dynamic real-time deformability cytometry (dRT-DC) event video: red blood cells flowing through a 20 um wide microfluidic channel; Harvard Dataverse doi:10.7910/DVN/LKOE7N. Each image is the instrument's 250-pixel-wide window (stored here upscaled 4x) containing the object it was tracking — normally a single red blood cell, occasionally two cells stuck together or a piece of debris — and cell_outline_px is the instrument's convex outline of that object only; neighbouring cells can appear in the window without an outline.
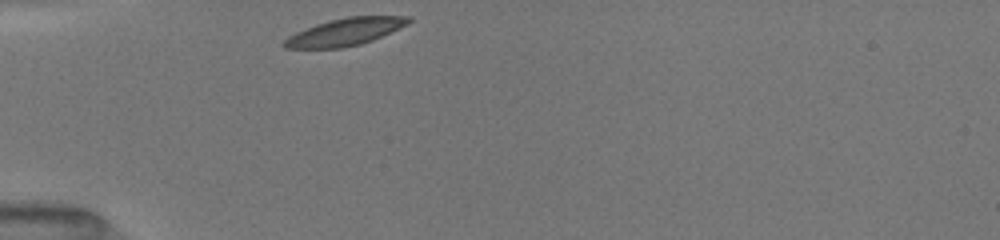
{"species": "common noctule bat (a hibernating species)", "species_latin": "Nyctalus noctula", "temperature_condition": "room temperature", "stored_images_in_passage": 29, "camera_frame_rate_fps": 3000, "um_per_image_px": 0.085, "animal": {"sex": "female", "body_mass_g": 19.5, "forearm_length_mm": 54.1}, "frame": {"image": 1, "passage_image": 1, "time_ms": 0.0, "image_size_px": [1000, 240], "cell_outline_px": [[412, 20], [408, 24], [372, 40], [360, 44], [340, 48], [284, 48], [280, 44], [288, 36], [296, 32], [316, 24], [348, 16], [412, 16]], "centroid_in_image_um": [29.32, 2.71], "position_along_channel_um": 55.7, "area_um2": 19.65}}
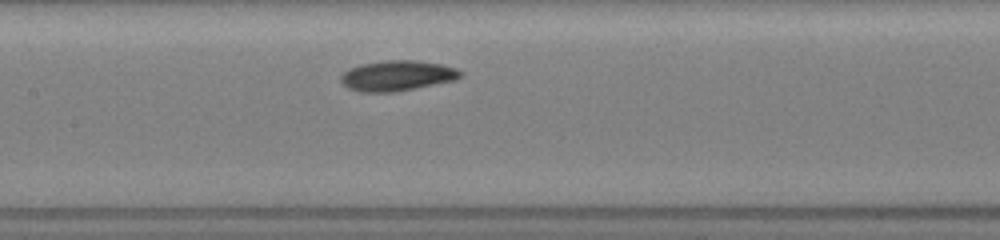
{"frame": {"image": 2, "passage_image": 11, "time_ms": 3.333, "image_size_px": [1000, 240], "cell_outline_px": [[464, 72], [456, 80], [396, 92], [360, 92], [348, 88], [340, 80], [340, 76], [348, 68], [360, 64], [388, 60], [412, 60], [440, 64], [456, 68]], "centroid_in_image_um": [33.75, 6.44], "position_along_channel_um": 173.7, "area_um2": 21.21}}
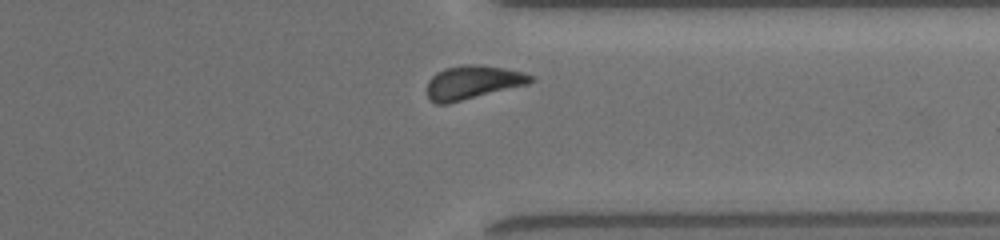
{"frame": {"image": 3, "passage_image": 26, "time_ms": 8.333, "image_size_px": [1000, 240], "cell_outline_px": [[536, 80], [528, 84], [448, 104], [436, 104], [428, 100], [428, 80], [436, 72], [444, 68], [464, 64], [480, 64], [504, 68], [536, 76]], "centroid_in_image_um": [40.18, 7.0], "position_along_channel_um": 371.2, "area_um2": 20.52}, "authors_computed_cell_mechanics": {"area_um2": 20.1144, "velocity_mm_per_s": 3.9548, "shape_relaxation_time_tau1_ms": 1.8903, "shape_relaxation_time_tau2_ms": 4.5074, "deformation_change_tau1": 0.0902, "deformation_change_tau2": 0.1083}}